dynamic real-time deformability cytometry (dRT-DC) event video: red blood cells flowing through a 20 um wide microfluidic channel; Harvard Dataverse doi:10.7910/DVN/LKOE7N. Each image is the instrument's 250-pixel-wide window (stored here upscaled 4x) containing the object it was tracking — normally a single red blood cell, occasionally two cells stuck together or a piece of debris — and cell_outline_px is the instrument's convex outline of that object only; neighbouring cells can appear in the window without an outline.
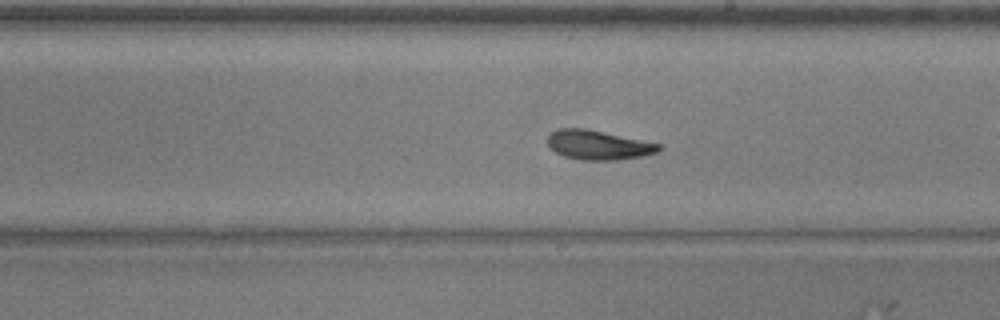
{"species": "common noctule bat (a hibernating species)", "species_latin": "Nyctalus noctula", "temperature_condition": "warm", "stored_images_in_passage": 52, "camera_frame_rate_fps": 3000, "um_per_image_px": 0.085, "animal": {"sex": "male", "body_mass_g": 20.5, "forearm_length_mm": 52.5}, "frame": {"image": 1, "passage_image": 30, "time_ms": 9.667, "image_size_px": [1000, 320], "cell_outline_px": [[664, 148], [656, 152], [640, 156], [616, 160], [580, 160], [564, 156], [556, 152], [548, 144], [548, 136], [552, 132], [560, 128], [584, 128], [604, 132], [660, 144]], "centroid_in_image_um": [50.85, 12.33], "position_along_channel_um": 238.2, "area_um2": 18.79}, "authors_computed_cell_mechanics": {"area_um2": 19.363, "velocity_mm_per_s": 4.0099, "shape_relaxation_time_tau1_ms": 3.6127, "shape_relaxation_time_tau2_ms": 3.5122, "deformation_change_tau1": 0.1598, "deformation_change_tau2": 0.0634}}